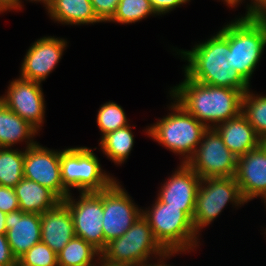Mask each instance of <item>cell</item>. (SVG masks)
Returning <instances> with one entry per match:
<instances>
[{"label": "cell", "mask_w": 266, "mask_h": 266, "mask_svg": "<svg viewBox=\"0 0 266 266\" xmlns=\"http://www.w3.org/2000/svg\"><path fill=\"white\" fill-rule=\"evenodd\" d=\"M150 4L156 14H163L171 11L183 3L188 2L187 0H149Z\"/></svg>", "instance_id": "33"}, {"label": "cell", "mask_w": 266, "mask_h": 266, "mask_svg": "<svg viewBox=\"0 0 266 266\" xmlns=\"http://www.w3.org/2000/svg\"><path fill=\"white\" fill-rule=\"evenodd\" d=\"M233 69L249 83L266 46V19L241 17L229 24Z\"/></svg>", "instance_id": "6"}, {"label": "cell", "mask_w": 266, "mask_h": 266, "mask_svg": "<svg viewBox=\"0 0 266 266\" xmlns=\"http://www.w3.org/2000/svg\"><path fill=\"white\" fill-rule=\"evenodd\" d=\"M97 124L103 136L129 125L125 112L121 106L114 102L105 103L100 107L97 114Z\"/></svg>", "instance_id": "28"}, {"label": "cell", "mask_w": 266, "mask_h": 266, "mask_svg": "<svg viewBox=\"0 0 266 266\" xmlns=\"http://www.w3.org/2000/svg\"><path fill=\"white\" fill-rule=\"evenodd\" d=\"M31 1H42L44 4H46V8H48L54 0H31ZM20 0H19V9L21 8V4H20Z\"/></svg>", "instance_id": "37"}, {"label": "cell", "mask_w": 266, "mask_h": 266, "mask_svg": "<svg viewBox=\"0 0 266 266\" xmlns=\"http://www.w3.org/2000/svg\"><path fill=\"white\" fill-rule=\"evenodd\" d=\"M13 8H19V0H0V12Z\"/></svg>", "instance_id": "35"}, {"label": "cell", "mask_w": 266, "mask_h": 266, "mask_svg": "<svg viewBox=\"0 0 266 266\" xmlns=\"http://www.w3.org/2000/svg\"><path fill=\"white\" fill-rule=\"evenodd\" d=\"M17 262L21 266H58V257L48 245L39 242L24 253Z\"/></svg>", "instance_id": "29"}, {"label": "cell", "mask_w": 266, "mask_h": 266, "mask_svg": "<svg viewBox=\"0 0 266 266\" xmlns=\"http://www.w3.org/2000/svg\"><path fill=\"white\" fill-rule=\"evenodd\" d=\"M17 259L12 255L5 234H0V266H16Z\"/></svg>", "instance_id": "32"}, {"label": "cell", "mask_w": 266, "mask_h": 266, "mask_svg": "<svg viewBox=\"0 0 266 266\" xmlns=\"http://www.w3.org/2000/svg\"><path fill=\"white\" fill-rule=\"evenodd\" d=\"M200 181L201 178L186 163H182L161 187L158 199L170 207L180 208L192 219Z\"/></svg>", "instance_id": "16"}, {"label": "cell", "mask_w": 266, "mask_h": 266, "mask_svg": "<svg viewBox=\"0 0 266 266\" xmlns=\"http://www.w3.org/2000/svg\"><path fill=\"white\" fill-rule=\"evenodd\" d=\"M66 47L63 39L43 37L28 50L21 67V77L41 83L55 68Z\"/></svg>", "instance_id": "15"}, {"label": "cell", "mask_w": 266, "mask_h": 266, "mask_svg": "<svg viewBox=\"0 0 266 266\" xmlns=\"http://www.w3.org/2000/svg\"><path fill=\"white\" fill-rule=\"evenodd\" d=\"M6 213L2 212L0 210V234H6L7 228H6Z\"/></svg>", "instance_id": "36"}, {"label": "cell", "mask_w": 266, "mask_h": 266, "mask_svg": "<svg viewBox=\"0 0 266 266\" xmlns=\"http://www.w3.org/2000/svg\"><path fill=\"white\" fill-rule=\"evenodd\" d=\"M24 152V178L49 188L61 200L70 194L62 183L60 152L48 150L30 140Z\"/></svg>", "instance_id": "12"}, {"label": "cell", "mask_w": 266, "mask_h": 266, "mask_svg": "<svg viewBox=\"0 0 266 266\" xmlns=\"http://www.w3.org/2000/svg\"><path fill=\"white\" fill-rule=\"evenodd\" d=\"M14 190L20 210L27 213L43 214L62 201L49 188L27 178H23Z\"/></svg>", "instance_id": "20"}, {"label": "cell", "mask_w": 266, "mask_h": 266, "mask_svg": "<svg viewBox=\"0 0 266 266\" xmlns=\"http://www.w3.org/2000/svg\"><path fill=\"white\" fill-rule=\"evenodd\" d=\"M186 164L201 178L234 177L237 157L223 143L214 127H208Z\"/></svg>", "instance_id": "9"}, {"label": "cell", "mask_w": 266, "mask_h": 266, "mask_svg": "<svg viewBox=\"0 0 266 266\" xmlns=\"http://www.w3.org/2000/svg\"><path fill=\"white\" fill-rule=\"evenodd\" d=\"M62 202L71 212L75 235L92 244L101 252L104 249L103 190L81 193L78 202L73 201L69 194Z\"/></svg>", "instance_id": "10"}, {"label": "cell", "mask_w": 266, "mask_h": 266, "mask_svg": "<svg viewBox=\"0 0 266 266\" xmlns=\"http://www.w3.org/2000/svg\"><path fill=\"white\" fill-rule=\"evenodd\" d=\"M37 129L29 122L10 110L0 100V147H10L29 139L37 133Z\"/></svg>", "instance_id": "22"}, {"label": "cell", "mask_w": 266, "mask_h": 266, "mask_svg": "<svg viewBox=\"0 0 266 266\" xmlns=\"http://www.w3.org/2000/svg\"><path fill=\"white\" fill-rule=\"evenodd\" d=\"M230 6H235L237 3L241 2L242 0H224Z\"/></svg>", "instance_id": "38"}, {"label": "cell", "mask_w": 266, "mask_h": 266, "mask_svg": "<svg viewBox=\"0 0 266 266\" xmlns=\"http://www.w3.org/2000/svg\"><path fill=\"white\" fill-rule=\"evenodd\" d=\"M20 209L13 187L0 186V210L6 214Z\"/></svg>", "instance_id": "31"}, {"label": "cell", "mask_w": 266, "mask_h": 266, "mask_svg": "<svg viewBox=\"0 0 266 266\" xmlns=\"http://www.w3.org/2000/svg\"><path fill=\"white\" fill-rule=\"evenodd\" d=\"M126 126L102 136L100 141L103 152L115 163H123L129 156L134 144V137Z\"/></svg>", "instance_id": "24"}, {"label": "cell", "mask_w": 266, "mask_h": 266, "mask_svg": "<svg viewBox=\"0 0 266 266\" xmlns=\"http://www.w3.org/2000/svg\"><path fill=\"white\" fill-rule=\"evenodd\" d=\"M152 253L162 258L172 255L159 244L147 219L140 215L121 237L106 244L99 258L101 265L144 266Z\"/></svg>", "instance_id": "3"}, {"label": "cell", "mask_w": 266, "mask_h": 266, "mask_svg": "<svg viewBox=\"0 0 266 266\" xmlns=\"http://www.w3.org/2000/svg\"><path fill=\"white\" fill-rule=\"evenodd\" d=\"M185 77L171 90V96L205 126L215 127L241 113L244 94L240 90L202 84ZM207 121L214 125H208Z\"/></svg>", "instance_id": "2"}, {"label": "cell", "mask_w": 266, "mask_h": 266, "mask_svg": "<svg viewBox=\"0 0 266 266\" xmlns=\"http://www.w3.org/2000/svg\"><path fill=\"white\" fill-rule=\"evenodd\" d=\"M120 0H91L93 10L101 22L109 21L115 15Z\"/></svg>", "instance_id": "30"}, {"label": "cell", "mask_w": 266, "mask_h": 266, "mask_svg": "<svg viewBox=\"0 0 266 266\" xmlns=\"http://www.w3.org/2000/svg\"><path fill=\"white\" fill-rule=\"evenodd\" d=\"M6 238L18 260L33 245L41 242V214L18 209L6 215Z\"/></svg>", "instance_id": "17"}, {"label": "cell", "mask_w": 266, "mask_h": 266, "mask_svg": "<svg viewBox=\"0 0 266 266\" xmlns=\"http://www.w3.org/2000/svg\"><path fill=\"white\" fill-rule=\"evenodd\" d=\"M173 113L162 118L146 131L154 140L163 144L174 153L186 157L188 162L201 142L204 131L208 128L190 115L178 102L171 106Z\"/></svg>", "instance_id": "4"}, {"label": "cell", "mask_w": 266, "mask_h": 266, "mask_svg": "<svg viewBox=\"0 0 266 266\" xmlns=\"http://www.w3.org/2000/svg\"><path fill=\"white\" fill-rule=\"evenodd\" d=\"M144 266H169V265H166V264H164V263L159 264V262H158V264H154V265H152V264H151V265H150V264L147 265V264H146V265H144Z\"/></svg>", "instance_id": "39"}, {"label": "cell", "mask_w": 266, "mask_h": 266, "mask_svg": "<svg viewBox=\"0 0 266 266\" xmlns=\"http://www.w3.org/2000/svg\"><path fill=\"white\" fill-rule=\"evenodd\" d=\"M205 183V187L202 185ZM207 184V185H206ZM244 204L235 177H208L201 179L196 195L193 225L196 233L210 224L221 213L227 202Z\"/></svg>", "instance_id": "8"}, {"label": "cell", "mask_w": 266, "mask_h": 266, "mask_svg": "<svg viewBox=\"0 0 266 266\" xmlns=\"http://www.w3.org/2000/svg\"><path fill=\"white\" fill-rule=\"evenodd\" d=\"M235 179L245 202L266 198V146L258 147L237 158Z\"/></svg>", "instance_id": "14"}, {"label": "cell", "mask_w": 266, "mask_h": 266, "mask_svg": "<svg viewBox=\"0 0 266 266\" xmlns=\"http://www.w3.org/2000/svg\"><path fill=\"white\" fill-rule=\"evenodd\" d=\"M214 128L220 134L223 143L237 158L263 142L242 113Z\"/></svg>", "instance_id": "19"}, {"label": "cell", "mask_w": 266, "mask_h": 266, "mask_svg": "<svg viewBox=\"0 0 266 266\" xmlns=\"http://www.w3.org/2000/svg\"><path fill=\"white\" fill-rule=\"evenodd\" d=\"M98 254L101 252L92 244L75 236L57 253L58 266H95L92 261Z\"/></svg>", "instance_id": "23"}, {"label": "cell", "mask_w": 266, "mask_h": 266, "mask_svg": "<svg viewBox=\"0 0 266 266\" xmlns=\"http://www.w3.org/2000/svg\"><path fill=\"white\" fill-rule=\"evenodd\" d=\"M150 14H156L149 0H120L115 15L110 21L135 23Z\"/></svg>", "instance_id": "27"}, {"label": "cell", "mask_w": 266, "mask_h": 266, "mask_svg": "<svg viewBox=\"0 0 266 266\" xmlns=\"http://www.w3.org/2000/svg\"><path fill=\"white\" fill-rule=\"evenodd\" d=\"M152 210L143 211L155 239L169 253L184 252L197 244L193 220L180 208L170 207L158 198ZM195 242V243H194Z\"/></svg>", "instance_id": "5"}, {"label": "cell", "mask_w": 266, "mask_h": 266, "mask_svg": "<svg viewBox=\"0 0 266 266\" xmlns=\"http://www.w3.org/2000/svg\"><path fill=\"white\" fill-rule=\"evenodd\" d=\"M60 172L63 186L68 191L70 187H74L81 193L99 192L115 181L102 172L98 158L87 147L60 151Z\"/></svg>", "instance_id": "7"}, {"label": "cell", "mask_w": 266, "mask_h": 266, "mask_svg": "<svg viewBox=\"0 0 266 266\" xmlns=\"http://www.w3.org/2000/svg\"><path fill=\"white\" fill-rule=\"evenodd\" d=\"M47 9L51 17L61 23L80 25L101 22L91 0H54Z\"/></svg>", "instance_id": "21"}, {"label": "cell", "mask_w": 266, "mask_h": 266, "mask_svg": "<svg viewBox=\"0 0 266 266\" xmlns=\"http://www.w3.org/2000/svg\"><path fill=\"white\" fill-rule=\"evenodd\" d=\"M129 197L116 181L103 190L104 248L109 241L121 237L142 215Z\"/></svg>", "instance_id": "11"}, {"label": "cell", "mask_w": 266, "mask_h": 266, "mask_svg": "<svg viewBox=\"0 0 266 266\" xmlns=\"http://www.w3.org/2000/svg\"><path fill=\"white\" fill-rule=\"evenodd\" d=\"M75 236L71 212L62 201L41 214V242L54 252L61 251Z\"/></svg>", "instance_id": "18"}, {"label": "cell", "mask_w": 266, "mask_h": 266, "mask_svg": "<svg viewBox=\"0 0 266 266\" xmlns=\"http://www.w3.org/2000/svg\"><path fill=\"white\" fill-rule=\"evenodd\" d=\"M24 152L0 147V186L15 187L24 178Z\"/></svg>", "instance_id": "25"}, {"label": "cell", "mask_w": 266, "mask_h": 266, "mask_svg": "<svg viewBox=\"0 0 266 266\" xmlns=\"http://www.w3.org/2000/svg\"><path fill=\"white\" fill-rule=\"evenodd\" d=\"M43 97L39 82L20 77L10 83L7 95L0 100L38 130L45 113Z\"/></svg>", "instance_id": "13"}, {"label": "cell", "mask_w": 266, "mask_h": 266, "mask_svg": "<svg viewBox=\"0 0 266 266\" xmlns=\"http://www.w3.org/2000/svg\"><path fill=\"white\" fill-rule=\"evenodd\" d=\"M241 113L253 126L258 137L264 141L266 139V95L255 97L248 89L242 97Z\"/></svg>", "instance_id": "26"}, {"label": "cell", "mask_w": 266, "mask_h": 266, "mask_svg": "<svg viewBox=\"0 0 266 266\" xmlns=\"http://www.w3.org/2000/svg\"><path fill=\"white\" fill-rule=\"evenodd\" d=\"M253 1V0H252ZM248 7L246 18L266 19V0H254Z\"/></svg>", "instance_id": "34"}, {"label": "cell", "mask_w": 266, "mask_h": 266, "mask_svg": "<svg viewBox=\"0 0 266 266\" xmlns=\"http://www.w3.org/2000/svg\"><path fill=\"white\" fill-rule=\"evenodd\" d=\"M189 63L185 75L202 84L240 90L243 94L249 84L233 69L229 46V24L204 43L197 44L191 51H181Z\"/></svg>", "instance_id": "1"}]
</instances>
